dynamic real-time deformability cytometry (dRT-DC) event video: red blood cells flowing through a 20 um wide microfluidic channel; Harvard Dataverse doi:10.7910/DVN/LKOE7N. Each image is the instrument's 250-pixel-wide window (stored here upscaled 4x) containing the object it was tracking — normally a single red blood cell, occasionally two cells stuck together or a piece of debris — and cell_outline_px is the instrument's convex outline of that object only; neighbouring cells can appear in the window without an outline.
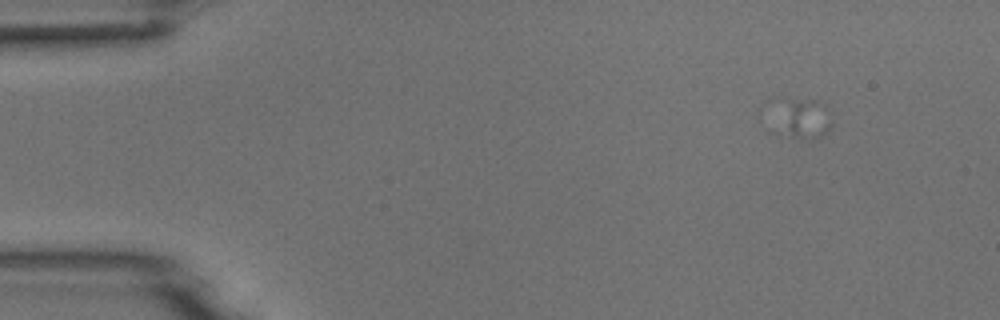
{"species": "common noctule bat (a hibernating species)", "species_latin": "Nyctalus noctula", "temperature_condition": "room temperature", "stored_images_in_passage": 2, "camera_frame_rate_fps": 3000, "um_per_image_px": 0.085, "animal": {"sex": "male", "body_mass_g": 18.8}, "frame": {"image": 1, "passage_image": 1, "time_ms": 0.0, "image_size_px": [1000, 320], "cell_outline_px": [[832, 124], [828, 132], [820, 136], [796, 136], [772, 132], [788, 100], [816, 100], [832, 112]], "centroid_in_image_um": [68.35, 10.12], "position_along_channel_um": 16.6, "area_um2": 12.37}}